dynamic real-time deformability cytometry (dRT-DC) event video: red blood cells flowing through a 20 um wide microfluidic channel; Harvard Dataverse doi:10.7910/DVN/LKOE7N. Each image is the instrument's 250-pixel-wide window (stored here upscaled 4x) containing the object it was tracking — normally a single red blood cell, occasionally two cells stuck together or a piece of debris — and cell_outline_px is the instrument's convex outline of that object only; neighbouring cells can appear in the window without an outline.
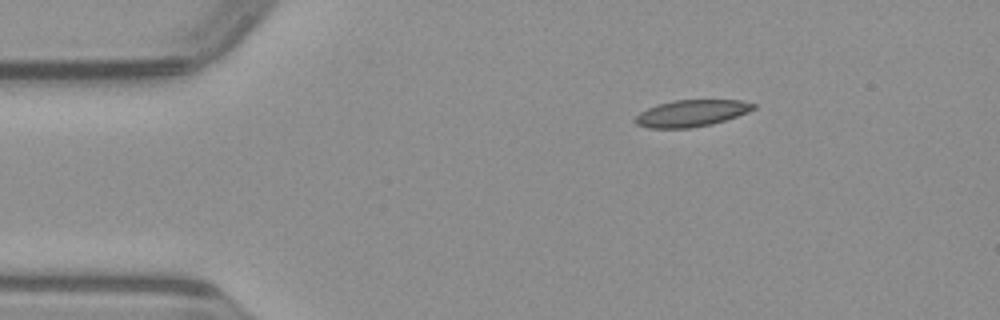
{"species": "common noctule bat (a hibernating species)", "species_latin": "Nyctalus noctula", "temperature_condition": "warm", "stored_images_in_passage": 42, "camera_frame_rate_fps": 3000, "um_per_image_px": 0.085, "animal": {"sex": "male", "body_mass_g": 23.1, "forearm_length_mm": 52.7}, "frame": {"image": 1, "passage_image": 1, "time_ms": 0.0, "image_size_px": [1000, 320], "cell_outline_px": [[756, 108], [748, 112], [712, 124], [688, 128], [648, 128], [636, 124], [636, 116], [640, 112], [656, 104], [672, 100], [740, 100], [756, 104]], "centroid_in_image_um": [58.77, 9.62], "position_along_channel_um": 26.2, "area_um2": 18.32}}
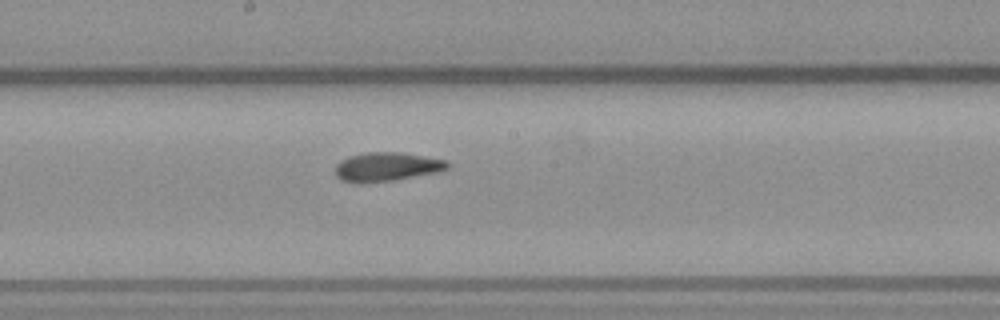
{"frame": {"image": 2, "passage_image": 19, "time_ms": 6.0, "image_size_px": [1000, 320], "cell_outline_px": [[452, 164], [448, 168], [440, 172], [396, 180], [360, 184], [356, 184], [340, 180], [336, 176], [336, 164], [340, 160], [348, 156], [368, 152], [400, 152], [448, 160]], "centroid_in_image_um": [32.89, 14.19], "position_along_channel_um": 215.3, "area_um2": 19.42}}
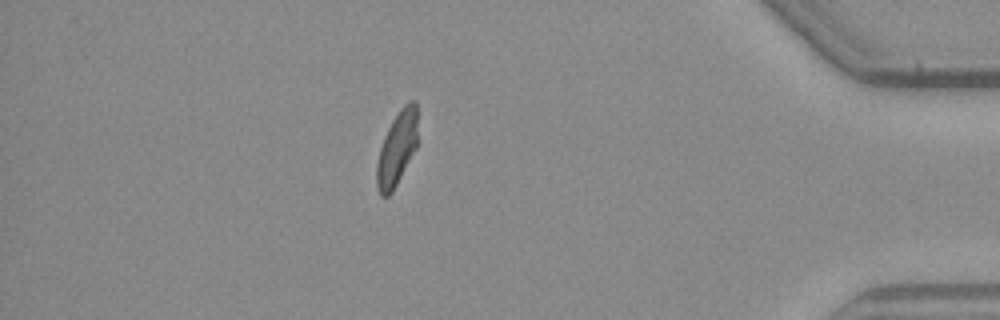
{"frame": {"image": 3, "passage_image": 36, "time_ms": 11.667, "image_size_px": [1000, 320], "cell_outline_px": [[416, 148], [392, 192], [388, 196], [380, 196], [376, 184], [376, 164], [380, 148], [384, 136], [392, 120], [400, 108], [408, 100], [416, 100]], "centroid_in_image_um": [33.71, 12.62], "position_along_channel_um": 401.5, "area_um2": 17.51}}